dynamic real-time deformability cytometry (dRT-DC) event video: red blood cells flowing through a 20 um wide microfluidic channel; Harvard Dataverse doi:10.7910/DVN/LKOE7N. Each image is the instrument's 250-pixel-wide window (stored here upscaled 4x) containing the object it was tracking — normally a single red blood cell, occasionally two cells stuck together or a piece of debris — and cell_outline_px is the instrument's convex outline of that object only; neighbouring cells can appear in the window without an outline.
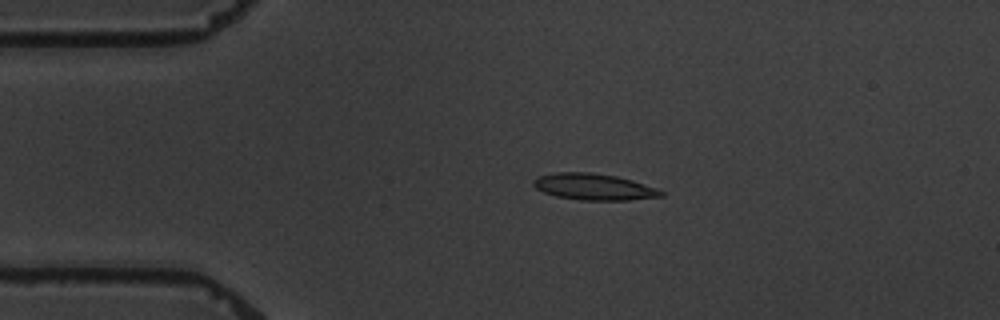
{"species": "common noctule bat (a hibernating species)", "species_latin": "Nyctalus noctula", "temperature_condition": "warm", "stored_images_in_passage": 5, "camera_frame_rate_fps": 3000, "um_per_image_px": 0.085, "animal": {"sex": "male", "body_mass_g": 19.5, "forearm_length_mm": 54.6}, "frame": {"image": 1, "passage_image": 4, "time_ms": 3.333, "image_size_px": [1000, 320], "cell_outline_px": [[664, 196], [628, 200], [580, 200], [556, 196], [544, 192], [536, 188], [532, 184], [532, 180], [540, 176], [556, 172], [592, 172], [616, 176], [632, 180], [656, 188], [664, 192]], "centroid_in_image_um": [50.47, 15.88], "position_along_channel_um": 34.5, "area_um2": 19.59}}